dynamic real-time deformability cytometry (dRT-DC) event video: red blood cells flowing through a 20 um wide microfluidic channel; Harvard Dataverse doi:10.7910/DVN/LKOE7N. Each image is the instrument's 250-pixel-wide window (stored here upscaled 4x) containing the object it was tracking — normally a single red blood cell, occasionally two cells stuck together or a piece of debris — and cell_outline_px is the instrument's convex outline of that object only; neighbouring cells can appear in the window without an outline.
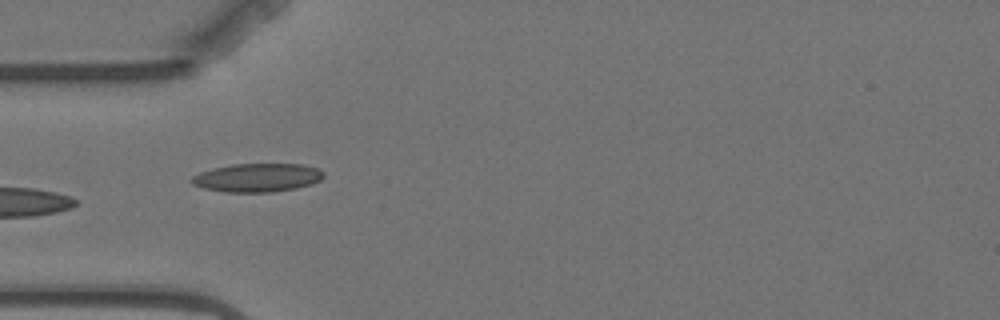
{"species": "Egyptian fruit bat (a non-hibernating species)", "species_latin": "Rousettus aegyptiacus", "temperature_condition": "warm", "stored_images_in_passage": 7, "camera_frame_rate_fps": 3000, "um_per_image_px": 0.085, "animal": {"sex": "female"}, "frame": {"image": 1, "passage_image": 6, "time_ms": 6.0, "image_size_px": [1000, 320], "cell_outline_px": [[324, 176], [320, 180], [312, 184], [296, 188], [272, 192], [224, 192], [204, 188], [192, 184], [188, 180], [192, 176], [200, 172], [212, 168], [232, 164], [304, 164], [320, 168], [324, 172]], "centroid_in_image_um": [21.87, 15.09], "position_along_channel_um": 63.1, "area_um2": 22.2}}
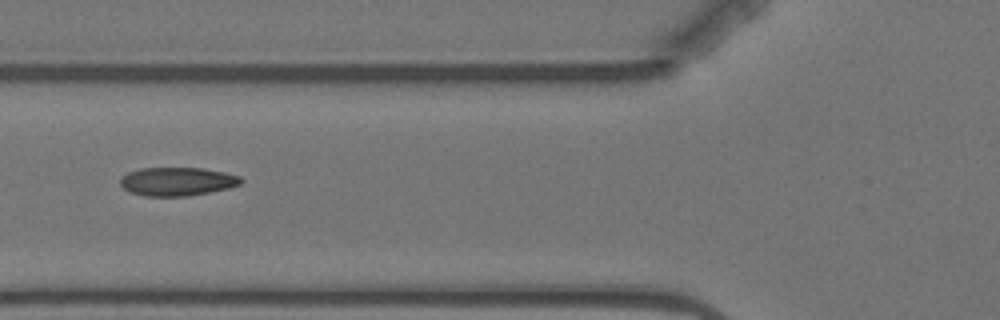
{"frame": {"image": 2, "passage_image": 7, "time_ms": 7.333, "image_size_px": [1000, 320], "cell_outline_px": [[244, 180], [240, 184], [228, 188], [188, 196], [144, 196], [132, 192], [124, 188], [120, 184], [120, 180], [128, 172], [140, 168], [204, 168], [224, 172], [240, 176]], "centroid_in_image_um": [15.08, 15.42], "position_along_channel_um": 110.7, "area_um2": 19.94}}